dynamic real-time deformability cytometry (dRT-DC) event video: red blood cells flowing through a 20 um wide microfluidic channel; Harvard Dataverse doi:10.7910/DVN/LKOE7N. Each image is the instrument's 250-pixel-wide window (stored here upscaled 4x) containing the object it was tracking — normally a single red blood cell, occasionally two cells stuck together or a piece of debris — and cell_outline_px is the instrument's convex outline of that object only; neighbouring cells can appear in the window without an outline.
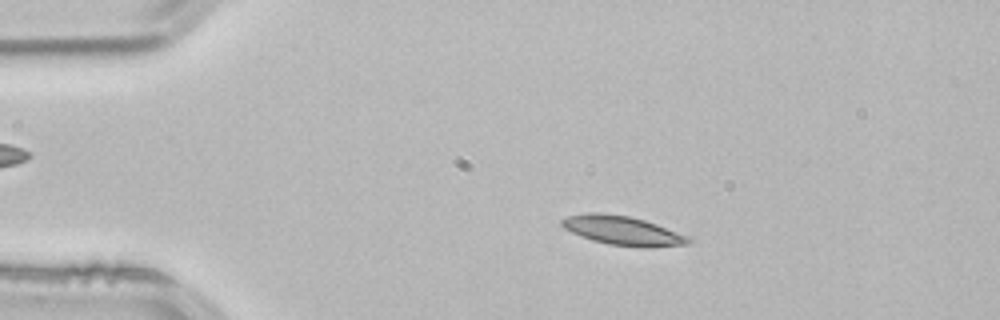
{"species": "common noctule bat (a hibernating species)", "species_latin": "Nyctalus noctula", "temperature_condition": "room temperature", "stored_images_in_passage": 53, "camera_frame_rate_fps": 3000, "um_per_image_px": 0.085, "animal": {"sex": "male", "body_mass_g": 21.5, "forearm_length_mm": 52.0}, "frame": {"image": 1, "passage_image": 10, "time_ms": 3.0, "image_size_px": [1000, 320], "cell_outline_px": [[692, 240], [688, 244], [644, 248], [608, 244], [592, 240], [580, 236], [564, 228], [560, 224], [560, 220], [568, 216], [588, 212], [600, 212], [628, 216], [644, 220], [656, 224], [688, 236]], "centroid_in_image_um": [52.9, 19.6], "position_along_channel_um": 32.1, "area_um2": 21.44}}
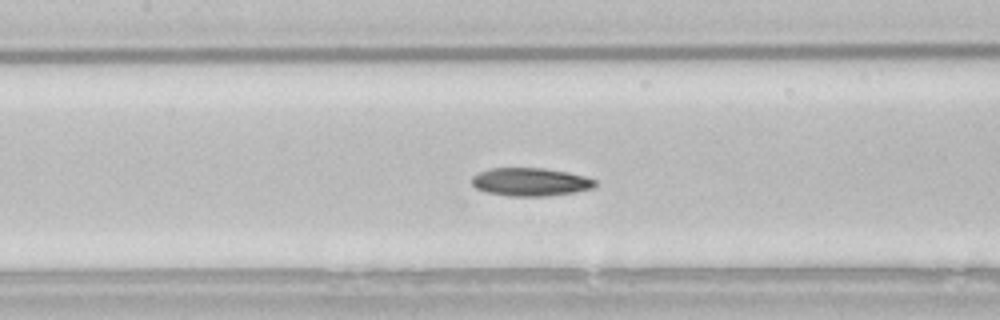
{"frame": {"image": 2, "passage_image": 24, "time_ms": 7.667, "image_size_px": [1000, 320], "cell_outline_px": [[596, 184], [592, 188], [576, 192], [544, 196], [508, 196], [488, 192], [476, 188], [472, 184], [472, 176], [488, 168], [544, 168], [568, 172], [584, 176], [596, 180]], "centroid_in_image_um": [45.08, 15.46], "position_along_channel_um": 162.3, "area_um2": 20.17}}
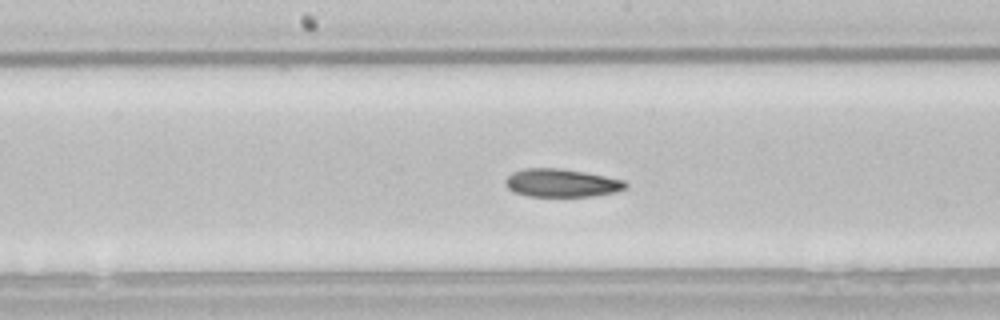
{"frame": {"image": 3, "passage_image": 27, "time_ms": 8.667, "image_size_px": [1000, 320], "cell_outline_px": [[628, 188], [616, 192], [592, 196], [528, 196], [516, 192], [508, 188], [504, 184], [504, 180], [512, 172], [524, 168], [560, 168], [584, 172], [624, 180], [628, 184]], "centroid_in_image_um": [47.73, 15.55], "position_along_channel_um": 200.5, "area_um2": 19.71}, "authors_computed_cell_mechanics": {"area_um2": 20.1144, "velocity_mm_per_s": 3.8171, "shape_relaxation_time_tau1_ms": 9.2879, "shape_relaxation_time_tau2_ms": 10.2386, "deformation_change_tau1": 0.175, "deformation_change_tau2": 0.1811}}